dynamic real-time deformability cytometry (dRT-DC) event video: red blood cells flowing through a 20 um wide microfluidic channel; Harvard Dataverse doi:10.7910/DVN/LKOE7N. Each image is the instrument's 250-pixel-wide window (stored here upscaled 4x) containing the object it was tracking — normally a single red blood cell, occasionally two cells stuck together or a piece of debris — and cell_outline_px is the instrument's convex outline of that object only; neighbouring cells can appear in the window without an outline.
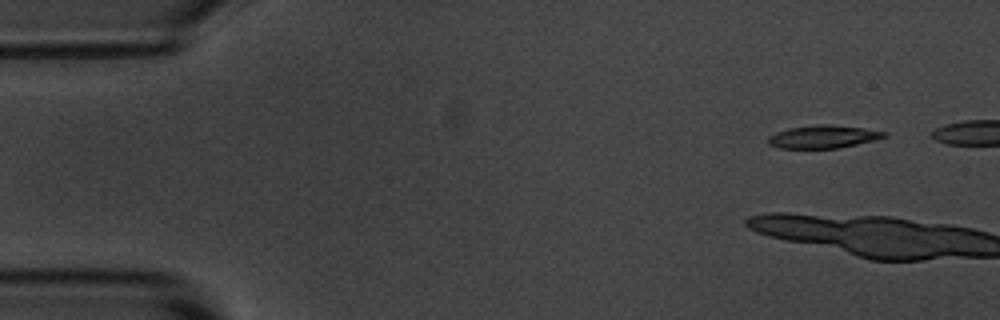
{"species": "common noctule bat (a hibernating species)", "species_latin": "Nyctalus noctula", "temperature_condition": "room temperature", "stored_images_in_passage": 9, "camera_frame_rate_fps": 3000, "um_per_image_px": 0.085, "animal": {"sex": "male", "body_mass_g": 20.1, "forearm_length_mm": 53.5}, "frame": {"image": 1, "passage_image": 1, "time_ms": 0.0, "image_size_px": [1000, 320], "cell_outline_px": [[888, 136], [840, 148], [780, 148], [768, 144], [768, 136], [776, 132], [788, 128], [816, 124], [832, 124], [864, 128], [888, 132]], "centroid_in_image_um": [69.97, 11.61], "position_along_channel_um": 15.0, "area_um2": 15.55}}
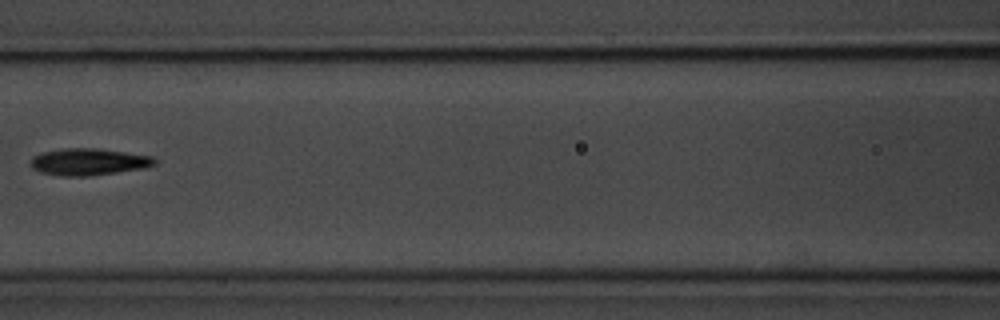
{"frame": {"image": 2, "passage_image": 8, "time_ms": 9.0, "image_size_px": [1000, 320], "cell_outline_px": [[156, 164], [144, 168], [88, 176], [60, 176], [40, 172], [32, 168], [28, 164], [32, 156], [44, 152], [64, 148], [100, 148], [152, 156], [156, 160]], "centroid_in_image_um": [7.5, 13.75], "position_along_channel_um": 159.1, "area_um2": 19.54}}
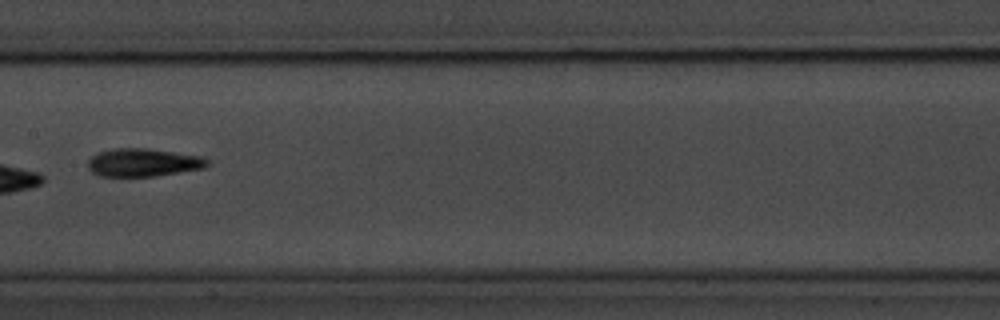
{"frame": {"image": 3, "passage_image": 9, "time_ms": 10.0, "image_size_px": [1000, 320], "cell_outline_px": [[208, 164], [204, 168], [156, 176], [96, 176], [88, 168], [88, 160], [92, 156], [100, 152], [116, 148], [148, 148], [200, 156], [208, 160]], "centroid_in_image_um": [12.15, 13.82], "position_along_channel_um": 195.3, "area_um2": 19.42}}